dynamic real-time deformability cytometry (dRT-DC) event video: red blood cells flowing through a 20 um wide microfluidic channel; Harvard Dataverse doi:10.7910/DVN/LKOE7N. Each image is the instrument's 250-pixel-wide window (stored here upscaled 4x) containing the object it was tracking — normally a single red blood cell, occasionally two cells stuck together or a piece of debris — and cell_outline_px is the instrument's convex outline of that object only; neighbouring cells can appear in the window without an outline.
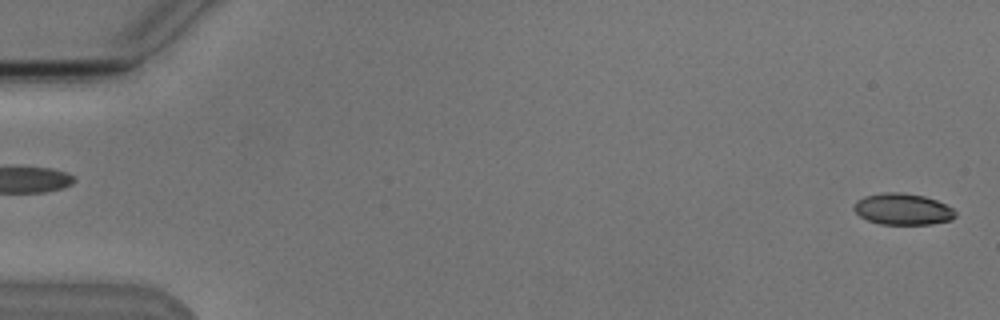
{"species": "Egyptian fruit bat (a non-hibernating species)", "species_latin": "Rousettus aegyptiacus", "temperature_condition": "cold", "stored_images_in_passage": 6, "segment_of_instrument_passage": [2, 2], "camera_frame_rate_fps": 3000, "um_per_image_px": 0.085, "animal": {"sex": "male"}, "frame": {"image": 1, "passage_image": 6, "time_ms": 6.0, "image_size_px": [1000, 320], "cell_outline_px": [[956, 216], [952, 220], [932, 224], [880, 224], [868, 220], [860, 216], [852, 208], [856, 200], [864, 196], [884, 192], [900, 192], [924, 196], [936, 200], [952, 208], [956, 212]], "centroid_in_image_um": [76.72, 17.78], "position_along_channel_um": 8.3, "area_um2": 18.61}}